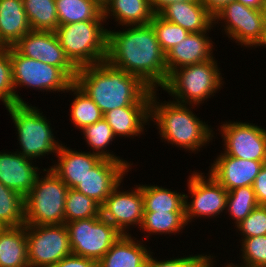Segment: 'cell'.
<instances>
[{
    "label": "cell",
    "mask_w": 266,
    "mask_h": 267,
    "mask_svg": "<svg viewBox=\"0 0 266 267\" xmlns=\"http://www.w3.org/2000/svg\"><path fill=\"white\" fill-rule=\"evenodd\" d=\"M130 27L122 32L108 30L106 61L138 77L153 91L157 86L162 88L169 76L166 54L161 49L152 24Z\"/></svg>",
    "instance_id": "cell-1"
},
{
    "label": "cell",
    "mask_w": 266,
    "mask_h": 267,
    "mask_svg": "<svg viewBox=\"0 0 266 267\" xmlns=\"http://www.w3.org/2000/svg\"><path fill=\"white\" fill-rule=\"evenodd\" d=\"M102 113L136 104L150 88L138 77L106 60L77 70L74 82Z\"/></svg>",
    "instance_id": "cell-2"
},
{
    "label": "cell",
    "mask_w": 266,
    "mask_h": 267,
    "mask_svg": "<svg viewBox=\"0 0 266 267\" xmlns=\"http://www.w3.org/2000/svg\"><path fill=\"white\" fill-rule=\"evenodd\" d=\"M155 92L152 91L150 99V119L156 120L164 139L191 151L198 150L209 142L213 136L212 130L189 111L186 104H178L176 101L159 104Z\"/></svg>",
    "instance_id": "cell-3"
},
{
    "label": "cell",
    "mask_w": 266,
    "mask_h": 267,
    "mask_svg": "<svg viewBox=\"0 0 266 267\" xmlns=\"http://www.w3.org/2000/svg\"><path fill=\"white\" fill-rule=\"evenodd\" d=\"M101 21L59 25L54 31L67 58L77 69L106 60L108 30L103 29Z\"/></svg>",
    "instance_id": "cell-4"
},
{
    "label": "cell",
    "mask_w": 266,
    "mask_h": 267,
    "mask_svg": "<svg viewBox=\"0 0 266 267\" xmlns=\"http://www.w3.org/2000/svg\"><path fill=\"white\" fill-rule=\"evenodd\" d=\"M44 178L38 176L24 197L25 225L65 224L64 209L68 186L52 169Z\"/></svg>",
    "instance_id": "cell-5"
},
{
    "label": "cell",
    "mask_w": 266,
    "mask_h": 267,
    "mask_svg": "<svg viewBox=\"0 0 266 267\" xmlns=\"http://www.w3.org/2000/svg\"><path fill=\"white\" fill-rule=\"evenodd\" d=\"M220 75L217 63L210 59L173 70L162 88L176 96L178 104L197 105L219 89L222 84Z\"/></svg>",
    "instance_id": "cell-6"
},
{
    "label": "cell",
    "mask_w": 266,
    "mask_h": 267,
    "mask_svg": "<svg viewBox=\"0 0 266 267\" xmlns=\"http://www.w3.org/2000/svg\"><path fill=\"white\" fill-rule=\"evenodd\" d=\"M36 107L14 104L7 110L18 131L23 156L33 159L48 153H57L61 145L54 140L52 129L46 118Z\"/></svg>",
    "instance_id": "cell-7"
},
{
    "label": "cell",
    "mask_w": 266,
    "mask_h": 267,
    "mask_svg": "<svg viewBox=\"0 0 266 267\" xmlns=\"http://www.w3.org/2000/svg\"><path fill=\"white\" fill-rule=\"evenodd\" d=\"M72 254L99 262L122 235L101 216L65 223Z\"/></svg>",
    "instance_id": "cell-8"
},
{
    "label": "cell",
    "mask_w": 266,
    "mask_h": 267,
    "mask_svg": "<svg viewBox=\"0 0 266 267\" xmlns=\"http://www.w3.org/2000/svg\"><path fill=\"white\" fill-rule=\"evenodd\" d=\"M29 267H49L72 254L65 224L26 225Z\"/></svg>",
    "instance_id": "cell-9"
},
{
    "label": "cell",
    "mask_w": 266,
    "mask_h": 267,
    "mask_svg": "<svg viewBox=\"0 0 266 267\" xmlns=\"http://www.w3.org/2000/svg\"><path fill=\"white\" fill-rule=\"evenodd\" d=\"M12 63L13 86H31L40 90L70 91L74 83L59 67L21 55L13 46L9 47Z\"/></svg>",
    "instance_id": "cell-10"
},
{
    "label": "cell",
    "mask_w": 266,
    "mask_h": 267,
    "mask_svg": "<svg viewBox=\"0 0 266 267\" xmlns=\"http://www.w3.org/2000/svg\"><path fill=\"white\" fill-rule=\"evenodd\" d=\"M217 19L226 20L225 32L241 45L258 46L263 40L265 27L262 10L232 1L214 16V21Z\"/></svg>",
    "instance_id": "cell-11"
},
{
    "label": "cell",
    "mask_w": 266,
    "mask_h": 267,
    "mask_svg": "<svg viewBox=\"0 0 266 267\" xmlns=\"http://www.w3.org/2000/svg\"><path fill=\"white\" fill-rule=\"evenodd\" d=\"M13 47L21 55L59 67L75 82L78 69L67 58L54 31L31 30Z\"/></svg>",
    "instance_id": "cell-12"
},
{
    "label": "cell",
    "mask_w": 266,
    "mask_h": 267,
    "mask_svg": "<svg viewBox=\"0 0 266 267\" xmlns=\"http://www.w3.org/2000/svg\"><path fill=\"white\" fill-rule=\"evenodd\" d=\"M228 156L244 160L266 161V130L242 122L221 125Z\"/></svg>",
    "instance_id": "cell-13"
},
{
    "label": "cell",
    "mask_w": 266,
    "mask_h": 267,
    "mask_svg": "<svg viewBox=\"0 0 266 267\" xmlns=\"http://www.w3.org/2000/svg\"><path fill=\"white\" fill-rule=\"evenodd\" d=\"M202 174L196 172L189 178L188 188L194 199L189 204L187 203L188 196L185 195L186 223L197 215L198 217L219 215L227 208L228 191L211 174H209L208 181Z\"/></svg>",
    "instance_id": "cell-14"
},
{
    "label": "cell",
    "mask_w": 266,
    "mask_h": 267,
    "mask_svg": "<svg viewBox=\"0 0 266 267\" xmlns=\"http://www.w3.org/2000/svg\"><path fill=\"white\" fill-rule=\"evenodd\" d=\"M120 183L101 204L100 215L109 221L121 234L129 225L141 226L144 215V200L142 186L136 187L132 192H120ZM125 232V233H124Z\"/></svg>",
    "instance_id": "cell-15"
},
{
    "label": "cell",
    "mask_w": 266,
    "mask_h": 267,
    "mask_svg": "<svg viewBox=\"0 0 266 267\" xmlns=\"http://www.w3.org/2000/svg\"><path fill=\"white\" fill-rule=\"evenodd\" d=\"M130 164L103 158L93 167L82 181L74 188L84 195L93 198L100 205L122 181Z\"/></svg>",
    "instance_id": "cell-16"
},
{
    "label": "cell",
    "mask_w": 266,
    "mask_h": 267,
    "mask_svg": "<svg viewBox=\"0 0 266 267\" xmlns=\"http://www.w3.org/2000/svg\"><path fill=\"white\" fill-rule=\"evenodd\" d=\"M266 161L244 160L226 154L219 155L210 174L227 190L253 186L255 178Z\"/></svg>",
    "instance_id": "cell-17"
},
{
    "label": "cell",
    "mask_w": 266,
    "mask_h": 267,
    "mask_svg": "<svg viewBox=\"0 0 266 267\" xmlns=\"http://www.w3.org/2000/svg\"><path fill=\"white\" fill-rule=\"evenodd\" d=\"M30 161L20 152H0V182L23 197L31 191L39 176L38 167H34Z\"/></svg>",
    "instance_id": "cell-18"
},
{
    "label": "cell",
    "mask_w": 266,
    "mask_h": 267,
    "mask_svg": "<svg viewBox=\"0 0 266 267\" xmlns=\"http://www.w3.org/2000/svg\"><path fill=\"white\" fill-rule=\"evenodd\" d=\"M153 90H149L136 104L116 108L104 113L103 118L112 128L114 135L136 136L143 131L144 123L150 118V99ZM143 123V124H142Z\"/></svg>",
    "instance_id": "cell-19"
},
{
    "label": "cell",
    "mask_w": 266,
    "mask_h": 267,
    "mask_svg": "<svg viewBox=\"0 0 266 267\" xmlns=\"http://www.w3.org/2000/svg\"><path fill=\"white\" fill-rule=\"evenodd\" d=\"M208 38L206 32L189 33L185 39L171 48L166 53L168 75L177 68L213 59L212 43Z\"/></svg>",
    "instance_id": "cell-20"
},
{
    "label": "cell",
    "mask_w": 266,
    "mask_h": 267,
    "mask_svg": "<svg viewBox=\"0 0 266 267\" xmlns=\"http://www.w3.org/2000/svg\"><path fill=\"white\" fill-rule=\"evenodd\" d=\"M62 146L57 151L58 165H53L52 169L55 174L68 186L74 189L80 181L87 175L89 170L95 167L103 158L94 153V151L82 153L72 151Z\"/></svg>",
    "instance_id": "cell-21"
},
{
    "label": "cell",
    "mask_w": 266,
    "mask_h": 267,
    "mask_svg": "<svg viewBox=\"0 0 266 267\" xmlns=\"http://www.w3.org/2000/svg\"><path fill=\"white\" fill-rule=\"evenodd\" d=\"M166 21L175 23L189 33L207 32L214 17L201 1L176 2L165 7L159 14Z\"/></svg>",
    "instance_id": "cell-22"
},
{
    "label": "cell",
    "mask_w": 266,
    "mask_h": 267,
    "mask_svg": "<svg viewBox=\"0 0 266 267\" xmlns=\"http://www.w3.org/2000/svg\"><path fill=\"white\" fill-rule=\"evenodd\" d=\"M31 30L22 0H0V39L7 47Z\"/></svg>",
    "instance_id": "cell-23"
},
{
    "label": "cell",
    "mask_w": 266,
    "mask_h": 267,
    "mask_svg": "<svg viewBox=\"0 0 266 267\" xmlns=\"http://www.w3.org/2000/svg\"><path fill=\"white\" fill-rule=\"evenodd\" d=\"M149 254L144 245L122 234L98 262V267H145Z\"/></svg>",
    "instance_id": "cell-24"
},
{
    "label": "cell",
    "mask_w": 266,
    "mask_h": 267,
    "mask_svg": "<svg viewBox=\"0 0 266 267\" xmlns=\"http://www.w3.org/2000/svg\"><path fill=\"white\" fill-rule=\"evenodd\" d=\"M26 225L6 227L0 234V267H29Z\"/></svg>",
    "instance_id": "cell-25"
},
{
    "label": "cell",
    "mask_w": 266,
    "mask_h": 267,
    "mask_svg": "<svg viewBox=\"0 0 266 267\" xmlns=\"http://www.w3.org/2000/svg\"><path fill=\"white\" fill-rule=\"evenodd\" d=\"M110 12L122 26L149 24L154 15L150 0H110L103 9L104 19Z\"/></svg>",
    "instance_id": "cell-26"
},
{
    "label": "cell",
    "mask_w": 266,
    "mask_h": 267,
    "mask_svg": "<svg viewBox=\"0 0 266 267\" xmlns=\"http://www.w3.org/2000/svg\"><path fill=\"white\" fill-rule=\"evenodd\" d=\"M59 25L105 20L103 9L92 0H55Z\"/></svg>",
    "instance_id": "cell-27"
},
{
    "label": "cell",
    "mask_w": 266,
    "mask_h": 267,
    "mask_svg": "<svg viewBox=\"0 0 266 267\" xmlns=\"http://www.w3.org/2000/svg\"><path fill=\"white\" fill-rule=\"evenodd\" d=\"M144 212H185V194L163 187L142 185Z\"/></svg>",
    "instance_id": "cell-28"
},
{
    "label": "cell",
    "mask_w": 266,
    "mask_h": 267,
    "mask_svg": "<svg viewBox=\"0 0 266 267\" xmlns=\"http://www.w3.org/2000/svg\"><path fill=\"white\" fill-rule=\"evenodd\" d=\"M32 30L55 31L59 26L55 0H22Z\"/></svg>",
    "instance_id": "cell-29"
},
{
    "label": "cell",
    "mask_w": 266,
    "mask_h": 267,
    "mask_svg": "<svg viewBox=\"0 0 266 267\" xmlns=\"http://www.w3.org/2000/svg\"><path fill=\"white\" fill-rule=\"evenodd\" d=\"M0 223L5 227L25 225L24 197L0 182Z\"/></svg>",
    "instance_id": "cell-30"
},
{
    "label": "cell",
    "mask_w": 266,
    "mask_h": 267,
    "mask_svg": "<svg viewBox=\"0 0 266 267\" xmlns=\"http://www.w3.org/2000/svg\"><path fill=\"white\" fill-rule=\"evenodd\" d=\"M101 205L76 189H68L65 200V223L99 217Z\"/></svg>",
    "instance_id": "cell-31"
},
{
    "label": "cell",
    "mask_w": 266,
    "mask_h": 267,
    "mask_svg": "<svg viewBox=\"0 0 266 267\" xmlns=\"http://www.w3.org/2000/svg\"><path fill=\"white\" fill-rule=\"evenodd\" d=\"M70 90L76 94L71 105V119L76 127L83 130L103 118L104 114L99 107L75 83L70 86Z\"/></svg>",
    "instance_id": "cell-32"
},
{
    "label": "cell",
    "mask_w": 266,
    "mask_h": 267,
    "mask_svg": "<svg viewBox=\"0 0 266 267\" xmlns=\"http://www.w3.org/2000/svg\"><path fill=\"white\" fill-rule=\"evenodd\" d=\"M185 212H144L140 228L148 233H174L186 225Z\"/></svg>",
    "instance_id": "cell-33"
},
{
    "label": "cell",
    "mask_w": 266,
    "mask_h": 267,
    "mask_svg": "<svg viewBox=\"0 0 266 267\" xmlns=\"http://www.w3.org/2000/svg\"><path fill=\"white\" fill-rule=\"evenodd\" d=\"M258 206L253 186L238 187L228 191L226 207L232 219L239 224Z\"/></svg>",
    "instance_id": "cell-34"
},
{
    "label": "cell",
    "mask_w": 266,
    "mask_h": 267,
    "mask_svg": "<svg viewBox=\"0 0 266 267\" xmlns=\"http://www.w3.org/2000/svg\"><path fill=\"white\" fill-rule=\"evenodd\" d=\"M82 131L88 145L92 147V150H96V152H94L95 154L101 156L102 158L112 159L118 162H125L115 155L109 152L106 153V151H104V149L115 136L112 128L104 118L92 125L86 126Z\"/></svg>",
    "instance_id": "cell-35"
},
{
    "label": "cell",
    "mask_w": 266,
    "mask_h": 267,
    "mask_svg": "<svg viewBox=\"0 0 266 267\" xmlns=\"http://www.w3.org/2000/svg\"><path fill=\"white\" fill-rule=\"evenodd\" d=\"M150 23L156 32L161 49L165 54L189 34L186 29L175 23L164 20L158 14L153 15Z\"/></svg>",
    "instance_id": "cell-36"
},
{
    "label": "cell",
    "mask_w": 266,
    "mask_h": 267,
    "mask_svg": "<svg viewBox=\"0 0 266 267\" xmlns=\"http://www.w3.org/2000/svg\"><path fill=\"white\" fill-rule=\"evenodd\" d=\"M0 99L8 109L14 104H24V101L13 86L12 63L9 56V47L0 53Z\"/></svg>",
    "instance_id": "cell-37"
},
{
    "label": "cell",
    "mask_w": 266,
    "mask_h": 267,
    "mask_svg": "<svg viewBox=\"0 0 266 267\" xmlns=\"http://www.w3.org/2000/svg\"><path fill=\"white\" fill-rule=\"evenodd\" d=\"M243 240V250L241 249V251L244 259L243 264L246 263L244 267H266V235L244 238Z\"/></svg>",
    "instance_id": "cell-38"
},
{
    "label": "cell",
    "mask_w": 266,
    "mask_h": 267,
    "mask_svg": "<svg viewBox=\"0 0 266 267\" xmlns=\"http://www.w3.org/2000/svg\"><path fill=\"white\" fill-rule=\"evenodd\" d=\"M236 226L245 238L266 235V206L258 205Z\"/></svg>",
    "instance_id": "cell-39"
},
{
    "label": "cell",
    "mask_w": 266,
    "mask_h": 267,
    "mask_svg": "<svg viewBox=\"0 0 266 267\" xmlns=\"http://www.w3.org/2000/svg\"><path fill=\"white\" fill-rule=\"evenodd\" d=\"M212 261L210 256H189L184 258H176L166 261H157L149 254L145 267H211Z\"/></svg>",
    "instance_id": "cell-40"
},
{
    "label": "cell",
    "mask_w": 266,
    "mask_h": 267,
    "mask_svg": "<svg viewBox=\"0 0 266 267\" xmlns=\"http://www.w3.org/2000/svg\"><path fill=\"white\" fill-rule=\"evenodd\" d=\"M49 267H98V262L90 258L71 254Z\"/></svg>",
    "instance_id": "cell-41"
},
{
    "label": "cell",
    "mask_w": 266,
    "mask_h": 267,
    "mask_svg": "<svg viewBox=\"0 0 266 267\" xmlns=\"http://www.w3.org/2000/svg\"><path fill=\"white\" fill-rule=\"evenodd\" d=\"M258 205L266 206V163L262 166L253 183Z\"/></svg>",
    "instance_id": "cell-42"
},
{
    "label": "cell",
    "mask_w": 266,
    "mask_h": 267,
    "mask_svg": "<svg viewBox=\"0 0 266 267\" xmlns=\"http://www.w3.org/2000/svg\"><path fill=\"white\" fill-rule=\"evenodd\" d=\"M236 0H201L203 5L209 11V13L214 17L222 8L227 4Z\"/></svg>",
    "instance_id": "cell-43"
},
{
    "label": "cell",
    "mask_w": 266,
    "mask_h": 267,
    "mask_svg": "<svg viewBox=\"0 0 266 267\" xmlns=\"http://www.w3.org/2000/svg\"><path fill=\"white\" fill-rule=\"evenodd\" d=\"M201 0H150L151 8L154 14H159L165 7L176 2H190Z\"/></svg>",
    "instance_id": "cell-44"
},
{
    "label": "cell",
    "mask_w": 266,
    "mask_h": 267,
    "mask_svg": "<svg viewBox=\"0 0 266 267\" xmlns=\"http://www.w3.org/2000/svg\"><path fill=\"white\" fill-rule=\"evenodd\" d=\"M240 3H242L245 6L257 9V10H262L264 6V0H236Z\"/></svg>",
    "instance_id": "cell-45"
},
{
    "label": "cell",
    "mask_w": 266,
    "mask_h": 267,
    "mask_svg": "<svg viewBox=\"0 0 266 267\" xmlns=\"http://www.w3.org/2000/svg\"><path fill=\"white\" fill-rule=\"evenodd\" d=\"M92 1H94L102 9H104L105 6L110 2V0H92Z\"/></svg>",
    "instance_id": "cell-46"
},
{
    "label": "cell",
    "mask_w": 266,
    "mask_h": 267,
    "mask_svg": "<svg viewBox=\"0 0 266 267\" xmlns=\"http://www.w3.org/2000/svg\"><path fill=\"white\" fill-rule=\"evenodd\" d=\"M7 46L3 43V41L0 39V53L7 50Z\"/></svg>",
    "instance_id": "cell-47"
},
{
    "label": "cell",
    "mask_w": 266,
    "mask_h": 267,
    "mask_svg": "<svg viewBox=\"0 0 266 267\" xmlns=\"http://www.w3.org/2000/svg\"><path fill=\"white\" fill-rule=\"evenodd\" d=\"M264 27H265V31H264V37H263V40L261 41V43L259 44L260 45H266V23H264Z\"/></svg>",
    "instance_id": "cell-48"
},
{
    "label": "cell",
    "mask_w": 266,
    "mask_h": 267,
    "mask_svg": "<svg viewBox=\"0 0 266 267\" xmlns=\"http://www.w3.org/2000/svg\"><path fill=\"white\" fill-rule=\"evenodd\" d=\"M263 16H264V23H266V0H264V6H263Z\"/></svg>",
    "instance_id": "cell-49"
},
{
    "label": "cell",
    "mask_w": 266,
    "mask_h": 267,
    "mask_svg": "<svg viewBox=\"0 0 266 267\" xmlns=\"http://www.w3.org/2000/svg\"><path fill=\"white\" fill-rule=\"evenodd\" d=\"M6 227L2 224V223H0V234L2 233V231L5 229Z\"/></svg>",
    "instance_id": "cell-50"
},
{
    "label": "cell",
    "mask_w": 266,
    "mask_h": 267,
    "mask_svg": "<svg viewBox=\"0 0 266 267\" xmlns=\"http://www.w3.org/2000/svg\"><path fill=\"white\" fill-rule=\"evenodd\" d=\"M228 266H225V267H234L233 266V263L232 264H227Z\"/></svg>",
    "instance_id": "cell-51"
}]
</instances>
